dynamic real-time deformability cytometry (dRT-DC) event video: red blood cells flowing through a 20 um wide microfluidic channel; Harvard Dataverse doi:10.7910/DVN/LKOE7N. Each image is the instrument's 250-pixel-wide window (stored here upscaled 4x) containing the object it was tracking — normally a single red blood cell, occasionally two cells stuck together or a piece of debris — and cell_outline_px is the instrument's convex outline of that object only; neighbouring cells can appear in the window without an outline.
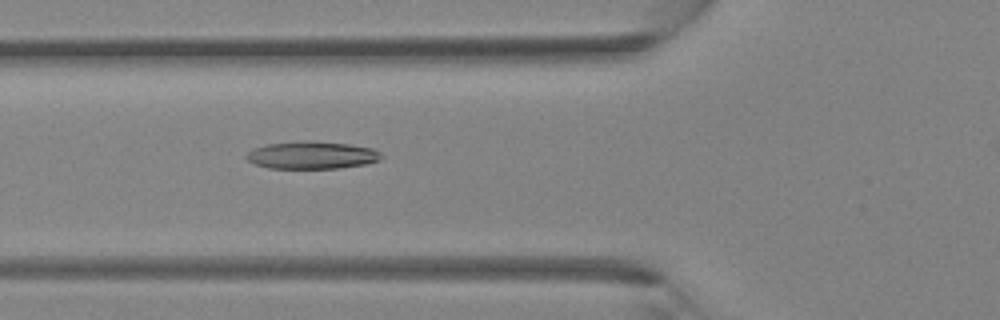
{"species": "Egyptian fruit bat (a non-hibernating species)", "species_latin": "Rousettus aegyptiacus", "temperature_condition": "room temperature", "stored_images_in_passage": 28, "camera_frame_rate_fps": 3000, "um_per_image_px": 0.085, "animal": {"sex": "female"}, "frame": {"image": 1, "passage_image": 6, "time_ms": 1.667, "image_size_px": [1000, 320], "cell_outline_px": [[380, 160], [364, 164], [340, 168], [268, 168], [256, 164], [248, 160], [244, 156], [252, 148], [268, 144], [304, 140], [348, 144], [372, 148], [380, 152]], "centroid_in_image_um": [26.47, 13.18], "position_along_channel_um": 99.3, "area_um2": 21.5}}
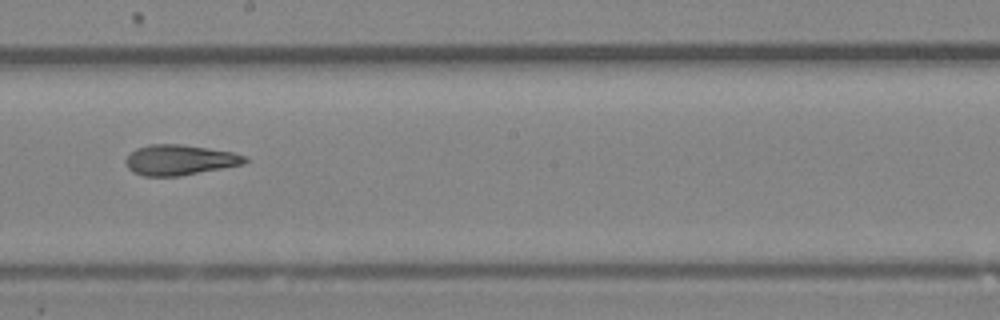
{"frame": {"image": 2, "passage_image": 14, "time_ms": 4.333, "image_size_px": [1000, 320], "cell_outline_px": [[248, 160], [244, 164], [180, 176], [144, 176], [132, 172], [128, 168], [124, 160], [136, 148], [148, 144], [180, 144], [232, 152], [244, 156]], "centroid_in_image_um": [15.23, 13.6], "position_along_channel_um": 233.0, "area_um2": 20.98}}
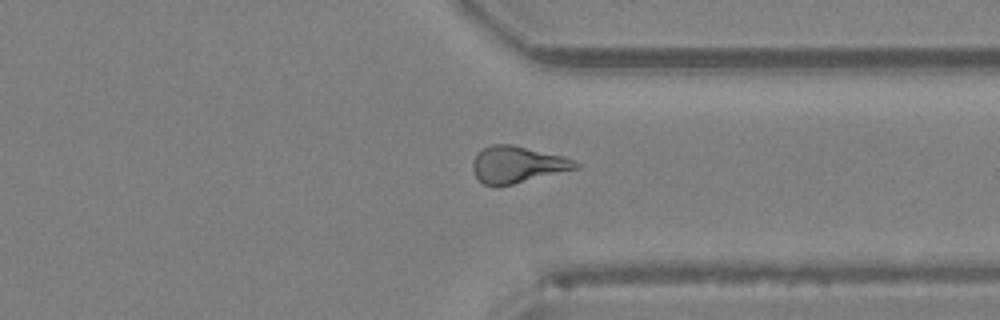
{"frame": {"image": 3, "passage_image": 22, "time_ms": 7.0, "image_size_px": [1000, 320], "cell_outline_px": [[580, 168], [496, 188], [484, 184], [476, 176], [472, 168], [472, 160], [484, 148], [492, 144], [512, 144], [564, 156], [580, 164]], "centroid_in_image_um": [43.97, 14.0], "position_along_channel_um": 367.4, "area_um2": 22.08}}